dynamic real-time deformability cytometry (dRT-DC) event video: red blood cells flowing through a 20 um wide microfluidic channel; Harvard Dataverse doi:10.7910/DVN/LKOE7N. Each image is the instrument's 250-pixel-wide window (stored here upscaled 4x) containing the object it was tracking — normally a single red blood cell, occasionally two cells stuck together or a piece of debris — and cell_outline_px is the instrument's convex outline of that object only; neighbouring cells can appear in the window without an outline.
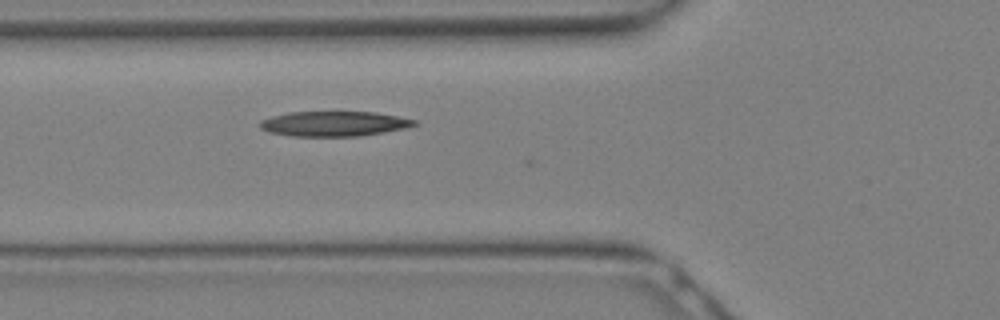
{"species": "Egyptian fruit bat (a non-hibernating species)", "species_latin": "Rousettus aegyptiacus", "temperature_condition": "warm", "stored_images_in_passage": 3, "camera_frame_rate_fps": 3000, "um_per_image_px": 0.085, "animal": {"sex": "female"}, "frame": {"image": 1, "passage_image": 3, "time_ms": 0.667, "image_size_px": [1000, 320], "cell_outline_px": [[416, 124], [408, 128], [360, 136], [292, 136], [268, 132], [260, 128], [260, 120], [272, 116], [288, 112], [376, 112], [416, 120]], "centroid_in_image_um": [28.38, 10.52], "position_along_channel_um": 97.4, "area_um2": 22.48}}